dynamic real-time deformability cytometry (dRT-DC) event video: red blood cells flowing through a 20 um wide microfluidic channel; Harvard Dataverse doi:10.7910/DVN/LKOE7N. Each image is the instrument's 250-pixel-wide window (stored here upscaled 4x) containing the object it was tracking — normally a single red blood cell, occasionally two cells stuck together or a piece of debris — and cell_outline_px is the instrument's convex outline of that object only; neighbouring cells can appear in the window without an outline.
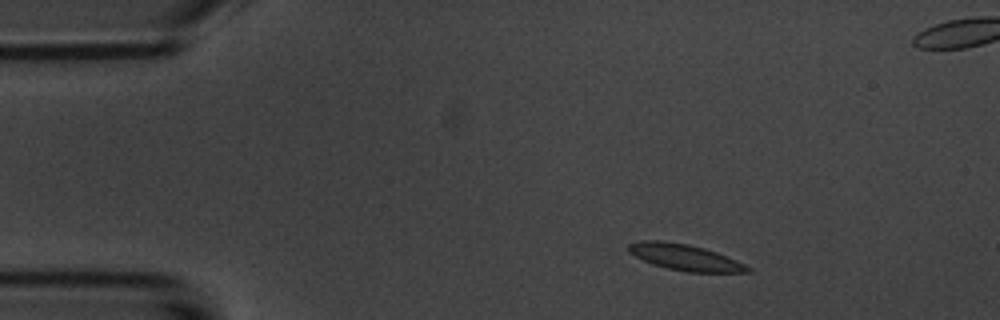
{"species": "common noctule bat (a hibernating species)", "species_latin": "Nyctalus noctula", "temperature_condition": "room temperature", "stored_images_in_passage": 5, "camera_frame_rate_fps": 3000, "um_per_image_px": 0.085, "animal": {"sex": "male", "body_mass_g": 20.1, "forearm_length_mm": 53.5}, "frame": {"image": 1, "passage_image": 2, "time_ms": 1.0, "image_size_px": [1000, 320], "cell_outline_px": [[752, 272], [688, 272], [668, 268], [652, 264], [628, 252], [628, 244], [640, 240], [660, 240], [688, 244], [704, 248], [716, 252], [736, 260], [752, 268]], "centroid_in_image_um": [58.21, 21.86], "position_along_channel_um": 26.8, "area_um2": 18.03}}